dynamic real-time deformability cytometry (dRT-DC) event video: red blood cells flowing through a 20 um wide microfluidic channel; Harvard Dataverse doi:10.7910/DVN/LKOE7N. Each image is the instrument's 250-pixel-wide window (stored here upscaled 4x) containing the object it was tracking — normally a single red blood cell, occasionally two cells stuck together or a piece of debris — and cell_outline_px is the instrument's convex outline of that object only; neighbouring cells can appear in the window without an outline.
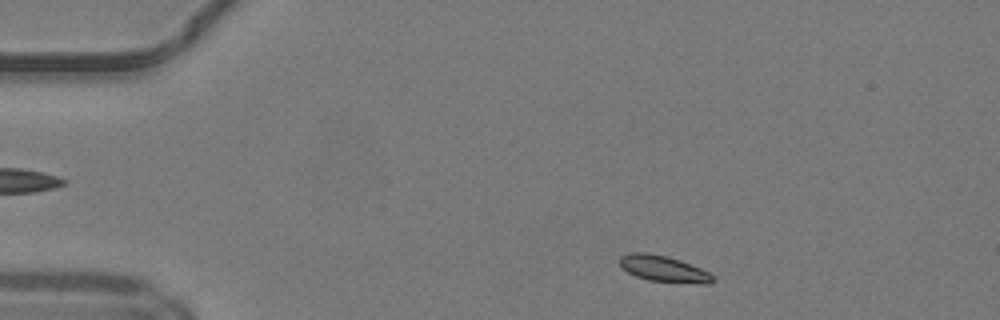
{"species": "common noctule bat (a hibernating species)", "species_latin": "Nyctalus noctula", "temperature_condition": "warm", "stored_images_in_passage": 43, "camera_frame_rate_fps": 3000, "um_per_image_px": 0.085, "animal": {"sex": "male", "body_mass_g": 19.2, "forearm_length_mm": 51.8}, "frame": {"image": 1, "passage_image": 3, "time_ms": 0.667, "image_size_px": [1000, 320], "cell_outline_px": [[716, 280], [712, 284], [704, 284], [648, 280], [636, 276], [628, 272], [620, 264], [620, 256], [632, 252], [648, 252], [668, 256], [680, 260], [700, 268], [716, 276]], "centroid_in_image_um": [56.46, 22.85], "position_along_channel_um": 28.5, "area_um2": 14.28}}
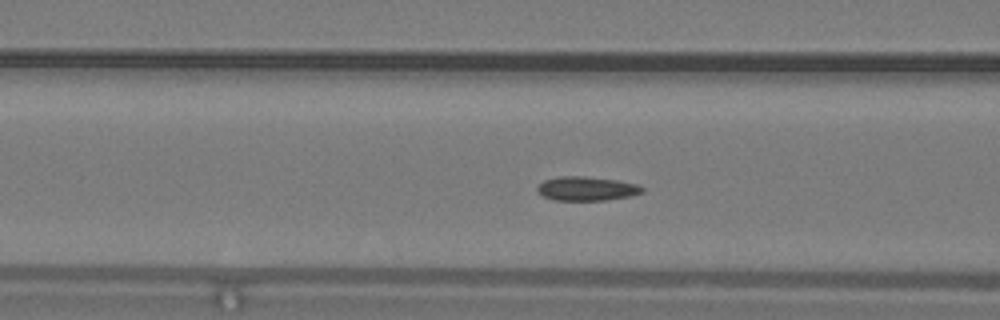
{"frame": {"image": 2, "passage_image": 14, "time_ms": 4.333, "image_size_px": [1000, 320], "cell_outline_px": [[644, 192], [632, 196], [608, 200], [552, 200], [536, 192], [536, 188], [544, 180], [556, 176], [584, 176], [616, 180], [636, 184], [644, 188]], "centroid_in_image_um": [49.85, 16.03], "position_along_channel_um": 116.7, "area_um2": 14.85}}
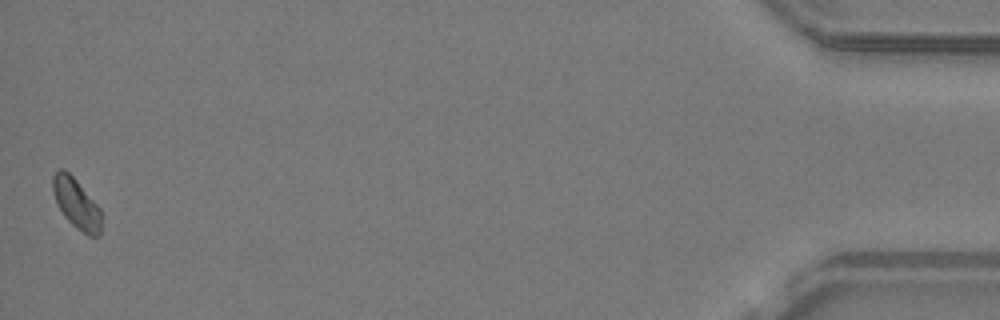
{"frame": {"image": 3, "passage_image": 43, "time_ms": 14.0, "image_size_px": [1000, 320], "cell_outline_px": [[104, 216], [100, 236], [88, 236], [76, 228], [64, 216], [56, 200], [52, 188], [52, 176], [60, 168], [64, 168], [76, 180], [100, 208]], "centroid_in_image_um": [6.54, 17.34], "position_along_channel_um": 428.7, "area_um2": 14.33}, "authors_computed_cell_mechanics": {"area_um2": 14.2766, "velocity_mm_per_s": 4.2023, "shape_relaxation_time_tau1_ms": 2.6366, "shape_relaxation_time_tau2_ms": null, "deformation_change_tau1": 0.0873, "deformation_change_tau2": null}}